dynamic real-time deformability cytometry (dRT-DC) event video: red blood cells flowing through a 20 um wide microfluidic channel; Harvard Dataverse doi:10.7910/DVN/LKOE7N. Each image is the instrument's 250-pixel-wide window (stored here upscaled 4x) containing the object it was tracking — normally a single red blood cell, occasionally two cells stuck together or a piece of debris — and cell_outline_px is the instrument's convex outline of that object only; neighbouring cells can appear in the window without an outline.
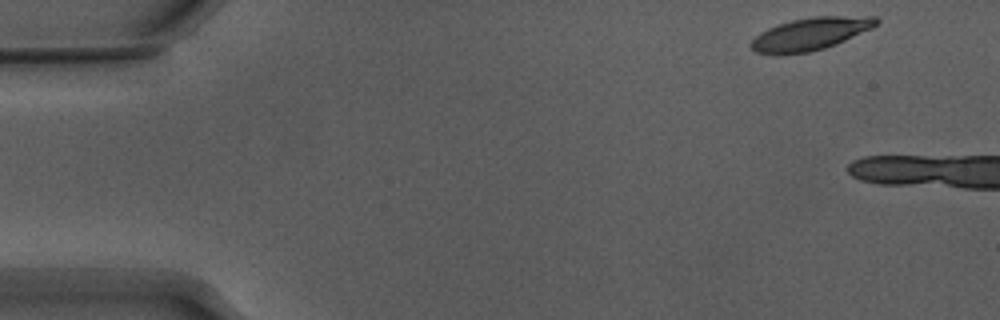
{"species": "Egyptian fruit bat (a non-hibernating species)", "species_latin": "Rousettus aegyptiacus", "temperature_condition": "warm", "stored_images_in_passage": 8, "camera_frame_rate_fps": 3000, "um_per_image_px": 0.085, "animal": {"sex": "male"}, "frame": {"image": 1, "passage_image": 2, "time_ms": 0.333, "image_size_px": [1000, 320], "cell_outline_px": [[880, 24], [872, 28], [836, 44], [812, 52], [780, 56], [776, 56], [756, 52], [748, 44], [760, 32], [768, 28], [792, 20], [812, 16], [876, 16], [880, 20]], "centroid_in_image_um": [68.88, 2.9], "position_along_channel_um": 16.1, "area_um2": 24.16}}